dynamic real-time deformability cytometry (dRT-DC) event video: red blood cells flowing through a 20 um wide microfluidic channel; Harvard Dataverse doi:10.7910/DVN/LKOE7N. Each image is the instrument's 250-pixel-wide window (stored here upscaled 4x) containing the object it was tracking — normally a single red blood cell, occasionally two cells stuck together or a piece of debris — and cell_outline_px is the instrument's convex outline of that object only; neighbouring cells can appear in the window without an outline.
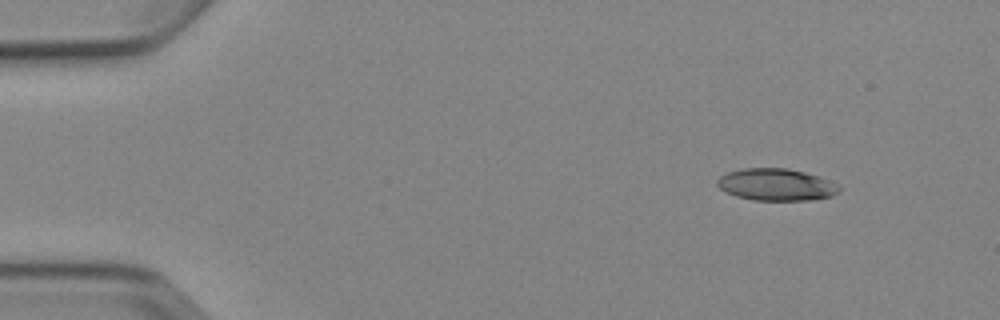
{"species": "Egyptian fruit bat (a non-hibernating species)", "species_latin": "Rousettus aegyptiacus", "temperature_condition": "cold", "stored_images_in_passage": 5, "segment_of_instrument_passage": [1, 2], "camera_frame_rate_fps": 3000, "um_per_image_px": 0.085, "animal": {"sex": "female"}, "frame": {"image": 1, "passage_image": 1, "time_ms": 0.0, "image_size_px": [1000, 320], "cell_outline_px": [[840, 192], [832, 196], [808, 200], [752, 200], [736, 196], [724, 192], [716, 184], [716, 180], [720, 176], [728, 172], [744, 168], [788, 168], [820, 176], [840, 184]], "centroid_in_image_um": [66.0, 15.69], "position_along_channel_um": 19.0, "area_um2": 23.0}}